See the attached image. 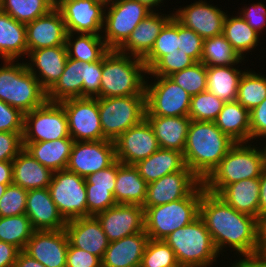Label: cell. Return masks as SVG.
<instances>
[{"mask_svg": "<svg viewBox=\"0 0 266 267\" xmlns=\"http://www.w3.org/2000/svg\"><path fill=\"white\" fill-rule=\"evenodd\" d=\"M199 217L219 254L227 246L233 248L236 254H241L242 258L258 251L259 219L236 211L217 194L203 190Z\"/></svg>", "mask_w": 266, "mask_h": 267, "instance_id": "cell-1", "label": "cell"}, {"mask_svg": "<svg viewBox=\"0 0 266 267\" xmlns=\"http://www.w3.org/2000/svg\"><path fill=\"white\" fill-rule=\"evenodd\" d=\"M204 39L172 17L143 58L147 75L169 77L175 72L201 62Z\"/></svg>", "mask_w": 266, "mask_h": 267, "instance_id": "cell-2", "label": "cell"}, {"mask_svg": "<svg viewBox=\"0 0 266 267\" xmlns=\"http://www.w3.org/2000/svg\"><path fill=\"white\" fill-rule=\"evenodd\" d=\"M235 143L214 122L191 120L183 151L185 165L203 182Z\"/></svg>", "mask_w": 266, "mask_h": 267, "instance_id": "cell-3", "label": "cell"}, {"mask_svg": "<svg viewBox=\"0 0 266 267\" xmlns=\"http://www.w3.org/2000/svg\"><path fill=\"white\" fill-rule=\"evenodd\" d=\"M247 144L236 142L229 149L218 166L202 182L206 191L218 195L228 184L261 176L266 166L265 149Z\"/></svg>", "mask_w": 266, "mask_h": 267, "instance_id": "cell-4", "label": "cell"}, {"mask_svg": "<svg viewBox=\"0 0 266 267\" xmlns=\"http://www.w3.org/2000/svg\"><path fill=\"white\" fill-rule=\"evenodd\" d=\"M144 73L142 58L109 50L103 57L99 98L145 95Z\"/></svg>", "mask_w": 266, "mask_h": 267, "instance_id": "cell-5", "label": "cell"}, {"mask_svg": "<svg viewBox=\"0 0 266 267\" xmlns=\"http://www.w3.org/2000/svg\"><path fill=\"white\" fill-rule=\"evenodd\" d=\"M3 61L4 65L0 68V100L23 114L42 106L47 101L46 91L26 63Z\"/></svg>", "mask_w": 266, "mask_h": 267, "instance_id": "cell-6", "label": "cell"}, {"mask_svg": "<svg viewBox=\"0 0 266 267\" xmlns=\"http://www.w3.org/2000/svg\"><path fill=\"white\" fill-rule=\"evenodd\" d=\"M204 185L201 183L189 196L159 206L144 208V226L149 239L164 240L173 231L199 217Z\"/></svg>", "mask_w": 266, "mask_h": 267, "instance_id": "cell-7", "label": "cell"}, {"mask_svg": "<svg viewBox=\"0 0 266 267\" xmlns=\"http://www.w3.org/2000/svg\"><path fill=\"white\" fill-rule=\"evenodd\" d=\"M164 241L175 252L180 267H210L220 255L200 217L173 231Z\"/></svg>", "mask_w": 266, "mask_h": 267, "instance_id": "cell-8", "label": "cell"}, {"mask_svg": "<svg viewBox=\"0 0 266 267\" xmlns=\"http://www.w3.org/2000/svg\"><path fill=\"white\" fill-rule=\"evenodd\" d=\"M103 136L115 141L122 133L145 119L146 96L97 98Z\"/></svg>", "mask_w": 266, "mask_h": 267, "instance_id": "cell-9", "label": "cell"}, {"mask_svg": "<svg viewBox=\"0 0 266 267\" xmlns=\"http://www.w3.org/2000/svg\"><path fill=\"white\" fill-rule=\"evenodd\" d=\"M109 5L105 6L102 38L110 50H118L152 10L136 0H114Z\"/></svg>", "mask_w": 266, "mask_h": 267, "instance_id": "cell-10", "label": "cell"}, {"mask_svg": "<svg viewBox=\"0 0 266 267\" xmlns=\"http://www.w3.org/2000/svg\"><path fill=\"white\" fill-rule=\"evenodd\" d=\"M60 138L71 137L66 112L59 102L46 101L42 106L24 114L22 143Z\"/></svg>", "mask_w": 266, "mask_h": 267, "instance_id": "cell-11", "label": "cell"}, {"mask_svg": "<svg viewBox=\"0 0 266 267\" xmlns=\"http://www.w3.org/2000/svg\"><path fill=\"white\" fill-rule=\"evenodd\" d=\"M48 189L66 221L88 216L85 178L67 169L56 171Z\"/></svg>", "mask_w": 266, "mask_h": 267, "instance_id": "cell-12", "label": "cell"}, {"mask_svg": "<svg viewBox=\"0 0 266 267\" xmlns=\"http://www.w3.org/2000/svg\"><path fill=\"white\" fill-rule=\"evenodd\" d=\"M154 82L145 83V115L176 117L188 116L191 96L166 76H153Z\"/></svg>", "mask_w": 266, "mask_h": 267, "instance_id": "cell-13", "label": "cell"}, {"mask_svg": "<svg viewBox=\"0 0 266 267\" xmlns=\"http://www.w3.org/2000/svg\"><path fill=\"white\" fill-rule=\"evenodd\" d=\"M59 103L66 112L69 135L74 141L106 139L101 128L97 98H70Z\"/></svg>", "mask_w": 266, "mask_h": 267, "instance_id": "cell-14", "label": "cell"}, {"mask_svg": "<svg viewBox=\"0 0 266 267\" xmlns=\"http://www.w3.org/2000/svg\"><path fill=\"white\" fill-rule=\"evenodd\" d=\"M115 160L114 141H75L66 169L86 178L109 167Z\"/></svg>", "mask_w": 266, "mask_h": 267, "instance_id": "cell-15", "label": "cell"}, {"mask_svg": "<svg viewBox=\"0 0 266 267\" xmlns=\"http://www.w3.org/2000/svg\"><path fill=\"white\" fill-rule=\"evenodd\" d=\"M56 8L62 14L67 32L102 35L105 12L102 3L94 0H61Z\"/></svg>", "mask_w": 266, "mask_h": 267, "instance_id": "cell-16", "label": "cell"}, {"mask_svg": "<svg viewBox=\"0 0 266 267\" xmlns=\"http://www.w3.org/2000/svg\"><path fill=\"white\" fill-rule=\"evenodd\" d=\"M114 144L116 159L126 165H134L160 148L153 128L146 118L122 133Z\"/></svg>", "mask_w": 266, "mask_h": 267, "instance_id": "cell-17", "label": "cell"}, {"mask_svg": "<svg viewBox=\"0 0 266 267\" xmlns=\"http://www.w3.org/2000/svg\"><path fill=\"white\" fill-rule=\"evenodd\" d=\"M202 181L186 166L148 183L143 207L159 206L189 196Z\"/></svg>", "mask_w": 266, "mask_h": 267, "instance_id": "cell-18", "label": "cell"}, {"mask_svg": "<svg viewBox=\"0 0 266 267\" xmlns=\"http://www.w3.org/2000/svg\"><path fill=\"white\" fill-rule=\"evenodd\" d=\"M207 1H196L175 9L173 17L184 27L192 29L203 39L223 34L227 13Z\"/></svg>", "mask_w": 266, "mask_h": 267, "instance_id": "cell-19", "label": "cell"}, {"mask_svg": "<svg viewBox=\"0 0 266 267\" xmlns=\"http://www.w3.org/2000/svg\"><path fill=\"white\" fill-rule=\"evenodd\" d=\"M109 242L145 230L144 208L136 204H116L96 215Z\"/></svg>", "mask_w": 266, "mask_h": 267, "instance_id": "cell-20", "label": "cell"}, {"mask_svg": "<svg viewBox=\"0 0 266 267\" xmlns=\"http://www.w3.org/2000/svg\"><path fill=\"white\" fill-rule=\"evenodd\" d=\"M68 246L65 229L35 230L23 251L46 267H66Z\"/></svg>", "mask_w": 266, "mask_h": 267, "instance_id": "cell-21", "label": "cell"}, {"mask_svg": "<svg viewBox=\"0 0 266 267\" xmlns=\"http://www.w3.org/2000/svg\"><path fill=\"white\" fill-rule=\"evenodd\" d=\"M25 25L28 54L32 50L65 45L67 30L62 14L56 7Z\"/></svg>", "mask_w": 266, "mask_h": 267, "instance_id": "cell-22", "label": "cell"}, {"mask_svg": "<svg viewBox=\"0 0 266 267\" xmlns=\"http://www.w3.org/2000/svg\"><path fill=\"white\" fill-rule=\"evenodd\" d=\"M69 243L98 256L101 260L109 240L96 216H85L67 221L65 226Z\"/></svg>", "mask_w": 266, "mask_h": 267, "instance_id": "cell-23", "label": "cell"}, {"mask_svg": "<svg viewBox=\"0 0 266 267\" xmlns=\"http://www.w3.org/2000/svg\"><path fill=\"white\" fill-rule=\"evenodd\" d=\"M28 58L31 61L26 62L29 71L47 92L63 74L68 59L66 45L32 50Z\"/></svg>", "mask_w": 266, "mask_h": 267, "instance_id": "cell-24", "label": "cell"}, {"mask_svg": "<svg viewBox=\"0 0 266 267\" xmlns=\"http://www.w3.org/2000/svg\"><path fill=\"white\" fill-rule=\"evenodd\" d=\"M25 214L34 230H62L67 224L48 188L28 190Z\"/></svg>", "mask_w": 266, "mask_h": 267, "instance_id": "cell-25", "label": "cell"}, {"mask_svg": "<svg viewBox=\"0 0 266 267\" xmlns=\"http://www.w3.org/2000/svg\"><path fill=\"white\" fill-rule=\"evenodd\" d=\"M154 11L155 9L137 25L127 41L118 49L119 52L143 59L151 51L161 30L173 17V13L160 15Z\"/></svg>", "mask_w": 266, "mask_h": 267, "instance_id": "cell-26", "label": "cell"}, {"mask_svg": "<svg viewBox=\"0 0 266 267\" xmlns=\"http://www.w3.org/2000/svg\"><path fill=\"white\" fill-rule=\"evenodd\" d=\"M149 240L148 234L139 232L109 243L101 260L103 267H140Z\"/></svg>", "mask_w": 266, "mask_h": 267, "instance_id": "cell-27", "label": "cell"}, {"mask_svg": "<svg viewBox=\"0 0 266 267\" xmlns=\"http://www.w3.org/2000/svg\"><path fill=\"white\" fill-rule=\"evenodd\" d=\"M145 118L153 128L160 148L183 153L191 123L189 116L162 117L145 115Z\"/></svg>", "mask_w": 266, "mask_h": 267, "instance_id": "cell-28", "label": "cell"}, {"mask_svg": "<svg viewBox=\"0 0 266 267\" xmlns=\"http://www.w3.org/2000/svg\"><path fill=\"white\" fill-rule=\"evenodd\" d=\"M53 172L23 148L12 161L13 184L26 190L48 188Z\"/></svg>", "mask_w": 266, "mask_h": 267, "instance_id": "cell-29", "label": "cell"}, {"mask_svg": "<svg viewBox=\"0 0 266 267\" xmlns=\"http://www.w3.org/2000/svg\"><path fill=\"white\" fill-rule=\"evenodd\" d=\"M259 193V178H250L228 184L218 196L236 211L259 219Z\"/></svg>", "mask_w": 266, "mask_h": 267, "instance_id": "cell-30", "label": "cell"}, {"mask_svg": "<svg viewBox=\"0 0 266 267\" xmlns=\"http://www.w3.org/2000/svg\"><path fill=\"white\" fill-rule=\"evenodd\" d=\"M134 167L147 183H151L165 175L183 170L186 165L183 153L159 148L146 159L136 162Z\"/></svg>", "mask_w": 266, "mask_h": 267, "instance_id": "cell-31", "label": "cell"}, {"mask_svg": "<svg viewBox=\"0 0 266 267\" xmlns=\"http://www.w3.org/2000/svg\"><path fill=\"white\" fill-rule=\"evenodd\" d=\"M148 183L140 176L134 165L118 161L114 199L117 204H136L143 206L147 196Z\"/></svg>", "mask_w": 266, "mask_h": 267, "instance_id": "cell-32", "label": "cell"}, {"mask_svg": "<svg viewBox=\"0 0 266 267\" xmlns=\"http://www.w3.org/2000/svg\"><path fill=\"white\" fill-rule=\"evenodd\" d=\"M74 142L72 138H60L54 141L23 143V147L40 164L56 172L67 168Z\"/></svg>", "mask_w": 266, "mask_h": 267, "instance_id": "cell-33", "label": "cell"}, {"mask_svg": "<svg viewBox=\"0 0 266 267\" xmlns=\"http://www.w3.org/2000/svg\"><path fill=\"white\" fill-rule=\"evenodd\" d=\"M28 55L26 25L0 10V58L17 60Z\"/></svg>", "mask_w": 266, "mask_h": 267, "instance_id": "cell-34", "label": "cell"}, {"mask_svg": "<svg viewBox=\"0 0 266 267\" xmlns=\"http://www.w3.org/2000/svg\"><path fill=\"white\" fill-rule=\"evenodd\" d=\"M214 123L234 142L250 141V113L237 100L224 103Z\"/></svg>", "mask_w": 266, "mask_h": 267, "instance_id": "cell-35", "label": "cell"}, {"mask_svg": "<svg viewBox=\"0 0 266 267\" xmlns=\"http://www.w3.org/2000/svg\"><path fill=\"white\" fill-rule=\"evenodd\" d=\"M83 62L68 58L63 74L46 92L49 102H61L70 98L83 97Z\"/></svg>", "mask_w": 266, "mask_h": 267, "instance_id": "cell-36", "label": "cell"}, {"mask_svg": "<svg viewBox=\"0 0 266 267\" xmlns=\"http://www.w3.org/2000/svg\"><path fill=\"white\" fill-rule=\"evenodd\" d=\"M244 71L231 66H207V91L224 103L237 98L239 81Z\"/></svg>", "mask_w": 266, "mask_h": 267, "instance_id": "cell-37", "label": "cell"}, {"mask_svg": "<svg viewBox=\"0 0 266 267\" xmlns=\"http://www.w3.org/2000/svg\"><path fill=\"white\" fill-rule=\"evenodd\" d=\"M74 35L72 32H67L66 35L65 45L68 58L79 60L83 63L95 62L101 60L110 50L102 35L85 33H77L76 37Z\"/></svg>", "mask_w": 266, "mask_h": 267, "instance_id": "cell-38", "label": "cell"}, {"mask_svg": "<svg viewBox=\"0 0 266 267\" xmlns=\"http://www.w3.org/2000/svg\"><path fill=\"white\" fill-rule=\"evenodd\" d=\"M223 35L231 43L233 49L244 59L246 58L244 53L251 52L258 45L260 34L252 29L240 15L235 17L226 15Z\"/></svg>", "mask_w": 266, "mask_h": 267, "instance_id": "cell-39", "label": "cell"}, {"mask_svg": "<svg viewBox=\"0 0 266 267\" xmlns=\"http://www.w3.org/2000/svg\"><path fill=\"white\" fill-rule=\"evenodd\" d=\"M241 56L233 49L223 34L204 39L201 62L206 66H231L242 63Z\"/></svg>", "mask_w": 266, "mask_h": 267, "instance_id": "cell-40", "label": "cell"}, {"mask_svg": "<svg viewBox=\"0 0 266 267\" xmlns=\"http://www.w3.org/2000/svg\"><path fill=\"white\" fill-rule=\"evenodd\" d=\"M55 7L51 0H2L0 10L26 24L48 14Z\"/></svg>", "mask_w": 266, "mask_h": 267, "instance_id": "cell-41", "label": "cell"}, {"mask_svg": "<svg viewBox=\"0 0 266 267\" xmlns=\"http://www.w3.org/2000/svg\"><path fill=\"white\" fill-rule=\"evenodd\" d=\"M34 231L26 214L0 217V241L12 244L20 251L25 249Z\"/></svg>", "mask_w": 266, "mask_h": 267, "instance_id": "cell-42", "label": "cell"}, {"mask_svg": "<svg viewBox=\"0 0 266 267\" xmlns=\"http://www.w3.org/2000/svg\"><path fill=\"white\" fill-rule=\"evenodd\" d=\"M266 99V77L250 70L240 78L236 100L249 112Z\"/></svg>", "mask_w": 266, "mask_h": 267, "instance_id": "cell-43", "label": "cell"}, {"mask_svg": "<svg viewBox=\"0 0 266 267\" xmlns=\"http://www.w3.org/2000/svg\"><path fill=\"white\" fill-rule=\"evenodd\" d=\"M169 78L192 97L207 89V66L202 62H195L192 66L173 73Z\"/></svg>", "mask_w": 266, "mask_h": 267, "instance_id": "cell-44", "label": "cell"}, {"mask_svg": "<svg viewBox=\"0 0 266 267\" xmlns=\"http://www.w3.org/2000/svg\"><path fill=\"white\" fill-rule=\"evenodd\" d=\"M224 102L209 91L191 97L189 118L192 121L214 122Z\"/></svg>", "mask_w": 266, "mask_h": 267, "instance_id": "cell-45", "label": "cell"}, {"mask_svg": "<svg viewBox=\"0 0 266 267\" xmlns=\"http://www.w3.org/2000/svg\"><path fill=\"white\" fill-rule=\"evenodd\" d=\"M140 267H180L175 252L164 240L149 239Z\"/></svg>", "mask_w": 266, "mask_h": 267, "instance_id": "cell-46", "label": "cell"}, {"mask_svg": "<svg viewBox=\"0 0 266 267\" xmlns=\"http://www.w3.org/2000/svg\"><path fill=\"white\" fill-rule=\"evenodd\" d=\"M28 190L11 184L0 198V217L25 214Z\"/></svg>", "mask_w": 266, "mask_h": 267, "instance_id": "cell-47", "label": "cell"}, {"mask_svg": "<svg viewBox=\"0 0 266 267\" xmlns=\"http://www.w3.org/2000/svg\"><path fill=\"white\" fill-rule=\"evenodd\" d=\"M102 67L103 58L99 61L83 63V97L99 98Z\"/></svg>", "mask_w": 266, "mask_h": 267, "instance_id": "cell-48", "label": "cell"}, {"mask_svg": "<svg viewBox=\"0 0 266 267\" xmlns=\"http://www.w3.org/2000/svg\"><path fill=\"white\" fill-rule=\"evenodd\" d=\"M86 195L88 216H96L117 204L108 189L92 188V184H86Z\"/></svg>", "mask_w": 266, "mask_h": 267, "instance_id": "cell-49", "label": "cell"}, {"mask_svg": "<svg viewBox=\"0 0 266 267\" xmlns=\"http://www.w3.org/2000/svg\"><path fill=\"white\" fill-rule=\"evenodd\" d=\"M24 114L0 100V132L23 133Z\"/></svg>", "mask_w": 266, "mask_h": 267, "instance_id": "cell-50", "label": "cell"}, {"mask_svg": "<svg viewBox=\"0 0 266 267\" xmlns=\"http://www.w3.org/2000/svg\"><path fill=\"white\" fill-rule=\"evenodd\" d=\"M118 160L116 159L109 167L90 174L85 178L86 184H92V188L108 189L114 193L117 178Z\"/></svg>", "mask_w": 266, "mask_h": 267, "instance_id": "cell-51", "label": "cell"}, {"mask_svg": "<svg viewBox=\"0 0 266 267\" xmlns=\"http://www.w3.org/2000/svg\"><path fill=\"white\" fill-rule=\"evenodd\" d=\"M23 133L0 132V161L12 162L24 148Z\"/></svg>", "mask_w": 266, "mask_h": 267, "instance_id": "cell-52", "label": "cell"}, {"mask_svg": "<svg viewBox=\"0 0 266 267\" xmlns=\"http://www.w3.org/2000/svg\"><path fill=\"white\" fill-rule=\"evenodd\" d=\"M101 259L88 251L76 248L69 243L66 267H101Z\"/></svg>", "mask_w": 266, "mask_h": 267, "instance_id": "cell-53", "label": "cell"}, {"mask_svg": "<svg viewBox=\"0 0 266 267\" xmlns=\"http://www.w3.org/2000/svg\"><path fill=\"white\" fill-rule=\"evenodd\" d=\"M240 16L251 26L257 33H262L266 27V7L261 2L251 4L250 7L241 8Z\"/></svg>", "mask_w": 266, "mask_h": 267, "instance_id": "cell-54", "label": "cell"}, {"mask_svg": "<svg viewBox=\"0 0 266 267\" xmlns=\"http://www.w3.org/2000/svg\"><path fill=\"white\" fill-rule=\"evenodd\" d=\"M250 141L266 139V99L250 112Z\"/></svg>", "mask_w": 266, "mask_h": 267, "instance_id": "cell-55", "label": "cell"}, {"mask_svg": "<svg viewBox=\"0 0 266 267\" xmlns=\"http://www.w3.org/2000/svg\"><path fill=\"white\" fill-rule=\"evenodd\" d=\"M19 252L16 246L0 241V267H14Z\"/></svg>", "mask_w": 266, "mask_h": 267, "instance_id": "cell-56", "label": "cell"}, {"mask_svg": "<svg viewBox=\"0 0 266 267\" xmlns=\"http://www.w3.org/2000/svg\"><path fill=\"white\" fill-rule=\"evenodd\" d=\"M237 261L231 267H266V254L257 251Z\"/></svg>", "mask_w": 266, "mask_h": 267, "instance_id": "cell-57", "label": "cell"}, {"mask_svg": "<svg viewBox=\"0 0 266 267\" xmlns=\"http://www.w3.org/2000/svg\"><path fill=\"white\" fill-rule=\"evenodd\" d=\"M260 193H259V219L266 214V166L262 170L259 177Z\"/></svg>", "mask_w": 266, "mask_h": 267, "instance_id": "cell-58", "label": "cell"}, {"mask_svg": "<svg viewBox=\"0 0 266 267\" xmlns=\"http://www.w3.org/2000/svg\"><path fill=\"white\" fill-rule=\"evenodd\" d=\"M14 267H46V266L37 261L36 259L30 257L24 251H20L18 253Z\"/></svg>", "mask_w": 266, "mask_h": 267, "instance_id": "cell-59", "label": "cell"}, {"mask_svg": "<svg viewBox=\"0 0 266 267\" xmlns=\"http://www.w3.org/2000/svg\"><path fill=\"white\" fill-rule=\"evenodd\" d=\"M0 183L11 185L12 179V162L0 161Z\"/></svg>", "mask_w": 266, "mask_h": 267, "instance_id": "cell-60", "label": "cell"}, {"mask_svg": "<svg viewBox=\"0 0 266 267\" xmlns=\"http://www.w3.org/2000/svg\"><path fill=\"white\" fill-rule=\"evenodd\" d=\"M259 252L266 254V214L259 219Z\"/></svg>", "mask_w": 266, "mask_h": 267, "instance_id": "cell-61", "label": "cell"}, {"mask_svg": "<svg viewBox=\"0 0 266 267\" xmlns=\"http://www.w3.org/2000/svg\"><path fill=\"white\" fill-rule=\"evenodd\" d=\"M139 3L145 4L147 7H149L152 11L154 7H158L159 4L163 3V0H136Z\"/></svg>", "mask_w": 266, "mask_h": 267, "instance_id": "cell-62", "label": "cell"}, {"mask_svg": "<svg viewBox=\"0 0 266 267\" xmlns=\"http://www.w3.org/2000/svg\"><path fill=\"white\" fill-rule=\"evenodd\" d=\"M7 186L6 184H1L0 183V198L4 195L6 189H7Z\"/></svg>", "mask_w": 266, "mask_h": 267, "instance_id": "cell-63", "label": "cell"}, {"mask_svg": "<svg viewBox=\"0 0 266 267\" xmlns=\"http://www.w3.org/2000/svg\"><path fill=\"white\" fill-rule=\"evenodd\" d=\"M96 2L102 3L104 6H108L111 4L114 0H94Z\"/></svg>", "mask_w": 266, "mask_h": 267, "instance_id": "cell-64", "label": "cell"}, {"mask_svg": "<svg viewBox=\"0 0 266 267\" xmlns=\"http://www.w3.org/2000/svg\"><path fill=\"white\" fill-rule=\"evenodd\" d=\"M55 5H57L61 0H51Z\"/></svg>", "mask_w": 266, "mask_h": 267, "instance_id": "cell-65", "label": "cell"}]
</instances>
